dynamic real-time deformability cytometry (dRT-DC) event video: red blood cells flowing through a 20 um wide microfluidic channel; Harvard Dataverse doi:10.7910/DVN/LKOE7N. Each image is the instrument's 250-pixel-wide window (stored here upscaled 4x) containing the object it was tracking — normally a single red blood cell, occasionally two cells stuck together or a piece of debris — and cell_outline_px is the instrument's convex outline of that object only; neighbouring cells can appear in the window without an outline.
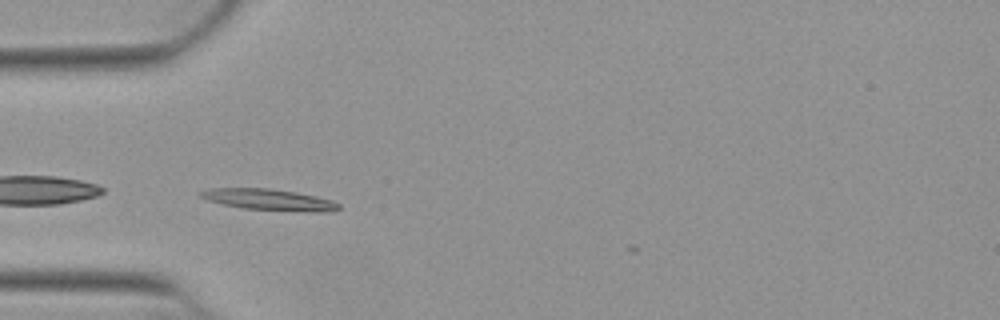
{"species": "Egyptian fruit bat (a non-hibernating species)", "species_latin": "Rousettus aegyptiacus", "temperature_condition": "warm", "stored_images_in_passage": 6, "camera_frame_rate_fps": 3000, "um_per_image_px": 0.085, "animal": {"sex": "female"}, "frame": {"image": 1, "passage_image": 2, "time_ms": 0.333, "image_size_px": [1000, 320], "cell_outline_px": [[340, 208], [332, 212], [312, 212], [244, 208], [224, 204], [208, 200], [200, 196], [200, 192], [208, 188], [268, 188], [296, 192], [316, 196], [332, 200], [340, 204]], "centroid_in_image_um": [22.93, 16.97], "position_along_channel_um": 62.1, "area_um2": 16.99}}
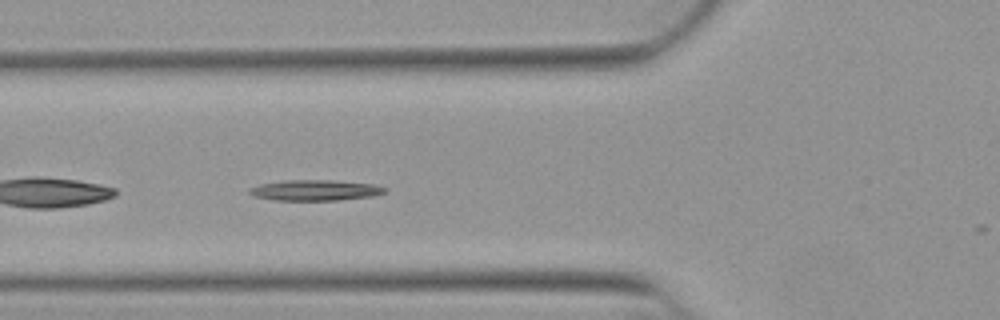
{"frame": {"image": 2, "passage_image": 5, "time_ms": 1.333, "image_size_px": [1000, 320], "cell_outline_px": [[388, 188], [384, 192], [372, 196], [340, 200], [276, 200], [252, 196], [248, 192], [248, 188], [260, 184], [288, 180], [332, 180], [372, 184]], "centroid_in_image_um": [26.75, 16.17], "position_along_channel_um": 99.0, "area_um2": 16.24}}